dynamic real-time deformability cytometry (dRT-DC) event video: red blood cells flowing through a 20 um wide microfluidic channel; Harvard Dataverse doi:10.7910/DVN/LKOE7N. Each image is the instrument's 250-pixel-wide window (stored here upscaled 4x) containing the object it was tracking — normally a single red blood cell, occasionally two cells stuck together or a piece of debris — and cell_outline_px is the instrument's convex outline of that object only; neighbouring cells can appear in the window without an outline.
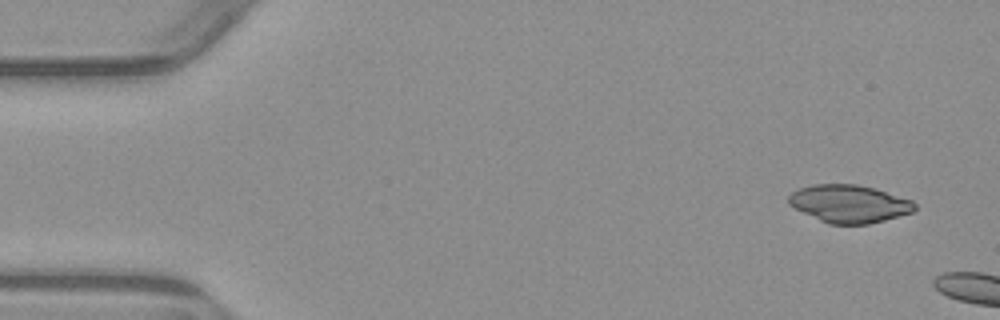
{"species": "common noctule bat (a hibernating species)", "species_latin": "Nyctalus noctula", "temperature_condition": "warm", "stored_images_in_passage": 3, "camera_frame_rate_fps": 3000, "um_per_image_px": 0.085, "animal": {"sex": "male", "body_mass_g": 23.1, "forearm_length_mm": 52.7}, "frame": {"image": 1, "passage_image": 1, "time_ms": 0.0, "image_size_px": [1000, 320], "cell_outline_px": [[916, 208], [912, 212], [884, 220], [868, 224], [828, 224], [788, 204], [788, 196], [792, 192], [800, 188], [812, 184], [856, 184], [876, 188], [912, 200], [916, 204]], "centroid_in_image_um": [72.19, 17.3], "position_along_channel_um": 12.8, "area_um2": 27.63}}